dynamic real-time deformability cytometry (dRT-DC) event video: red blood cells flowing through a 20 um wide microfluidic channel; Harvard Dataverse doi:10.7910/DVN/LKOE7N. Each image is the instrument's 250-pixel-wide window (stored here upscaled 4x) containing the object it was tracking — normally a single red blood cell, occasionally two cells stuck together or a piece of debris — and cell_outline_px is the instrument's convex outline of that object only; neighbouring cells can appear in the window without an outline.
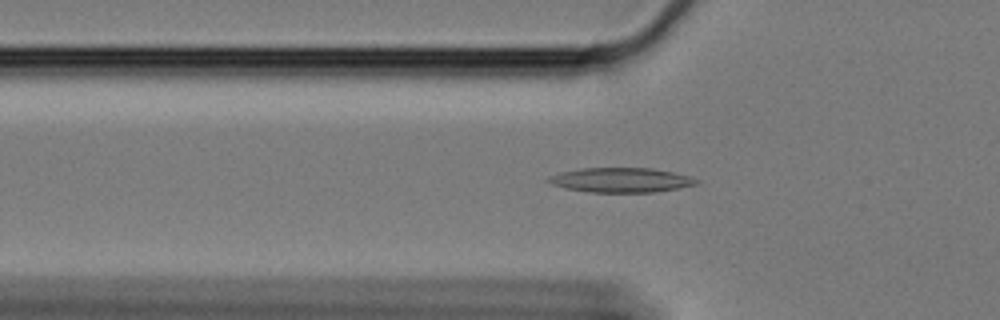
{"species": "Egyptian fruit bat (a non-hibernating species)", "species_latin": "Rousettus aegyptiacus", "temperature_condition": "cold", "stored_images_in_passage": 48, "camera_frame_rate_fps": 3000, "um_per_image_px": 0.085, "animal": {"sex": "female"}, "frame": {"image": 1, "passage_image": 15, "time_ms": 4.667, "image_size_px": [1000, 320], "cell_outline_px": [[700, 180], [696, 184], [656, 192], [588, 192], [564, 188], [552, 184], [544, 180], [548, 176], [560, 172], [580, 168], [652, 168], [672, 172], [688, 176]], "centroid_in_image_um": [52.71, 15.3], "position_along_channel_um": 73.1, "area_um2": 21.21}}
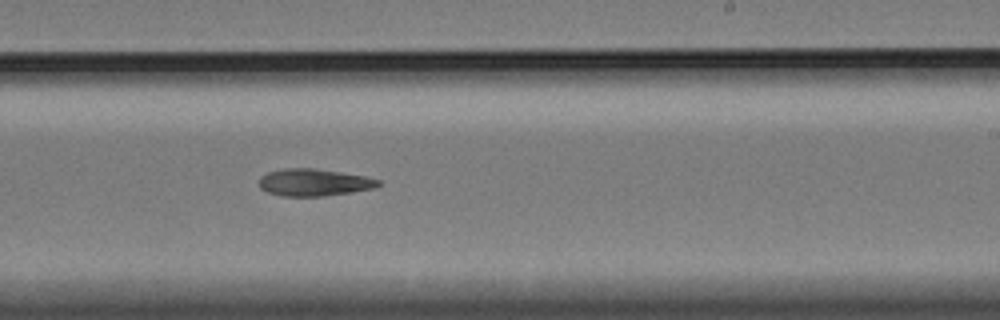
{"frame": {"image": 2, "passage_image": 32, "time_ms": 10.333, "image_size_px": [1000, 320], "cell_outline_px": [[384, 184], [376, 188], [352, 192], [324, 196], [280, 196], [268, 192], [260, 188], [260, 176], [268, 172], [284, 168], [312, 168], [340, 172], [364, 176], [380, 180]], "centroid_in_image_um": [26.72, 15.51], "position_along_channel_um": 262.3, "area_um2": 18.96}}
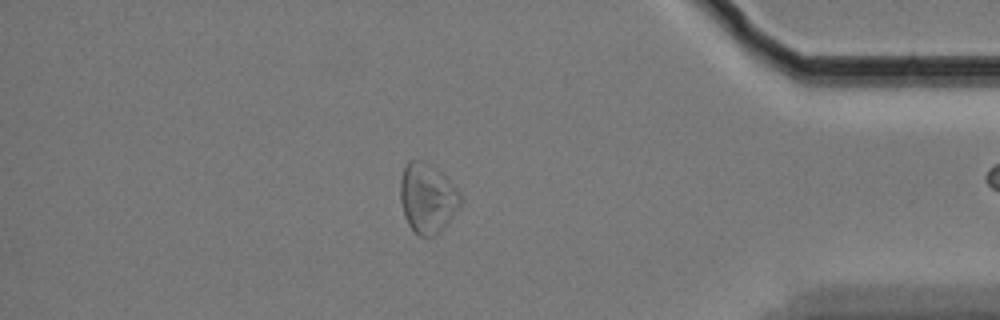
{"frame": {"image": 3, "passage_image": 47, "time_ms": 15.333, "image_size_px": [1000, 320], "cell_outline_px": [[460, 204], [448, 220], [432, 236], [420, 236], [408, 224], [404, 216], [400, 200], [400, 180], [404, 164], [408, 160], [420, 160], [456, 188], [460, 192]], "centroid_in_image_um": [36.24, 16.84], "position_along_channel_um": 399.0, "area_um2": 23.24}}